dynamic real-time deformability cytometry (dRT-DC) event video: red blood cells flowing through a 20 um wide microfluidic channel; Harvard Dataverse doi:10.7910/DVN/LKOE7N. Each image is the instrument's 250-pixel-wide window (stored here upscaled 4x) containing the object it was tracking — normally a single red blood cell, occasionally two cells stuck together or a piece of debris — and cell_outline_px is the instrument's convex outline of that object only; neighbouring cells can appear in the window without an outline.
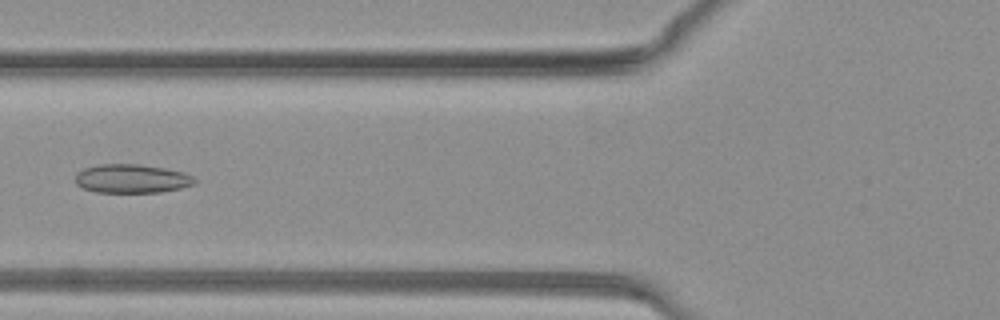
{"species": "common noctule bat (a hibernating species)", "species_latin": "Nyctalus noctula", "temperature_condition": "warm", "stored_images_in_passage": 44, "camera_frame_rate_fps": 3000, "um_per_image_px": 0.085, "animal": {"sex": "female", "body_mass_g": 19.3, "forearm_length_mm": 54.1}, "frame": {"image": 1, "passage_image": 17, "time_ms": 5.333, "image_size_px": [1000, 320], "cell_outline_px": [[196, 184], [180, 188], [160, 192], [96, 192], [84, 188], [76, 184], [76, 172], [84, 168], [100, 164], [140, 164], [164, 168], [184, 172], [192, 176], [196, 180]], "centroid_in_image_um": [11.2, 15.18], "position_along_channel_um": 114.6, "area_um2": 20.0}}
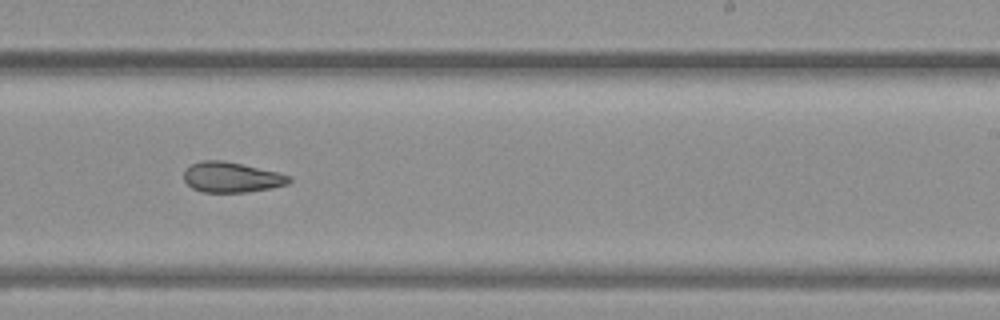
{"frame": {"image": 2, "passage_image": 27, "time_ms": 8.667, "image_size_px": [1000, 320], "cell_outline_px": [[292, 180], [288, 184], [272, 188], [248, 192], [200, 192], [192, 188], [184, 180], [184, 172], [192, 164], [200, 160], [224, 160], [276, 172], [292, 176]], "centroid_in_image_um": [19.69, 15.07], "position_along_channel_um": 269.3, "area_um2": 18.61}}
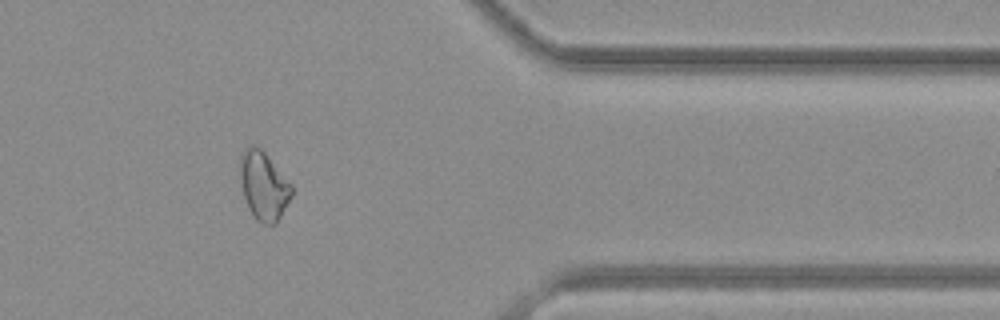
{"frame": {"image": 3, "passage_image": 36, "time_ms": 11.667, "image_size_px": [1000, 320], "cell_outline_px": [[292, 196], [276, 224], [260, 224], [252, 216], [248, 208], [244, 196], [240, 180], [240, 156], [244, 148], [248, 144], [252, 144], [260, 148], [264, 152], [292, 184]], "centroid_in_image_um": [22.4, 15.8], "position_along_channel_um": 389.0, "area_um2": 20.75}}